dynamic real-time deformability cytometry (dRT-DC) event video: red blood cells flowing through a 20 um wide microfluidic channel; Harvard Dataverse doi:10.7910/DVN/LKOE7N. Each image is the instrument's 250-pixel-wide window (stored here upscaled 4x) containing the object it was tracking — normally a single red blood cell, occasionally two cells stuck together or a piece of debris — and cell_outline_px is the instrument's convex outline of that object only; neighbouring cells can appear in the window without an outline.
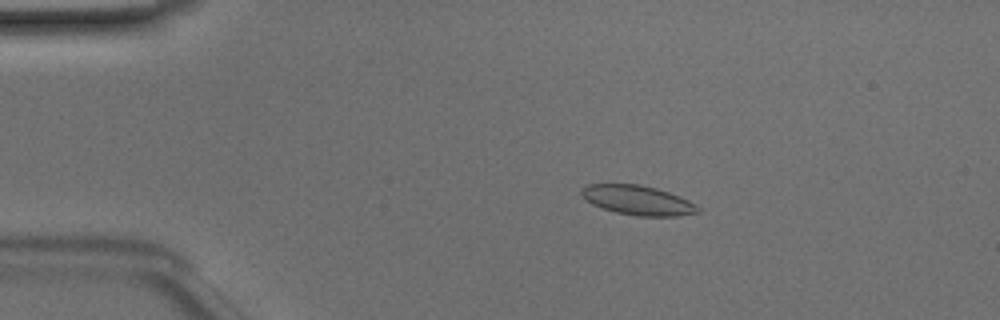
{"species": "Egyptian fruit bat (a non-hibernating species)", "species_latin": "Rousettus aegyptiacus", "temperature_condition": "room temperature", "stored_images_in_passage": 50, "camera_frame_rate_fps": 3000, "um_per_image_px": 0.085, "animal": {"sex": "male"}, "frame": {"image": 1, "passage_image": 10, "time_ms": 3.0, "image_size_px": [1000, 320], "cell_outline_px": [[700, 212], [676, 216], [640, 216], [616, 212], [592, 204], [580, 192], [580, 188], [584, 184], [640, 184], [656, 188], [668, 192], [688, 200], [696, 204], [700, 208]], "centroid_in_image_um": [54.21, 17.01], "position_along_channel_um": 30.8, "area_um2": 19.88}}
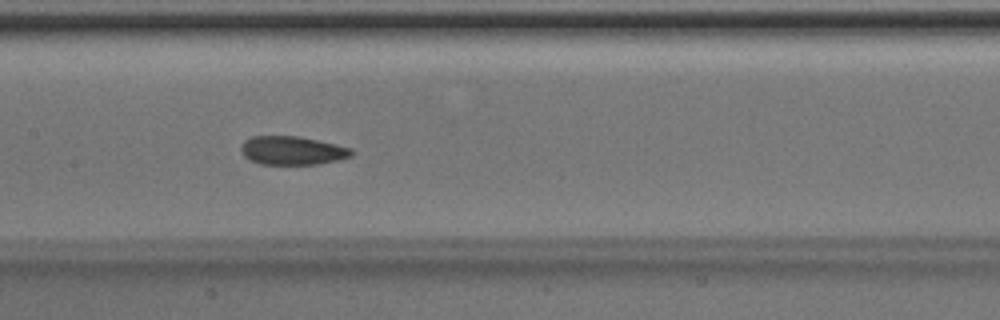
{"frame": {"image": 2, "passage_image": 25, "time_ms": 8.0, "image_size_px": [1000, 320], "cell_outline_px": [[352, 156], [340, 160], [316, 164], [260, 164], [248, 160], [244, 156], [240, 148], [244, 140], [252, 136], [296, 136], [336, 144], [352, 148]], "centroid_in_image_um": [24.83, 12.8], "position_along_channel_um": 182.6, "area_um2": 18.44}}
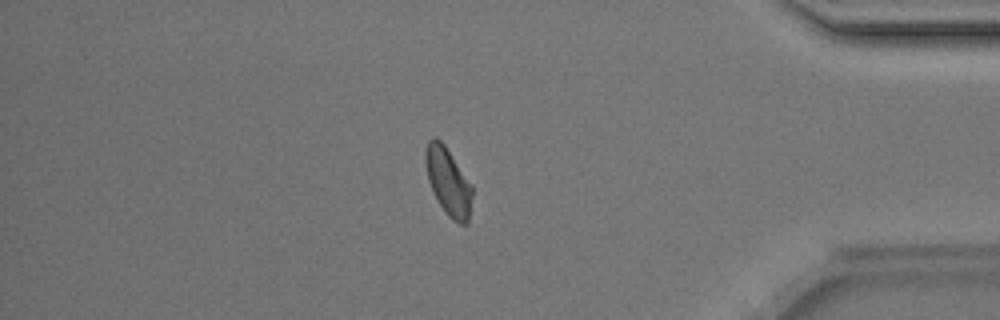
{"frame": {"image": 3, "passage_image": 43, "time_ms": 14.0, "image_size_px": [1000, 320], "cell_outline_px": [[472, 196], [468, 224], [460, 224], [452, 220], [444, 212], [432, 192], [428, 180], [424, 164], [424, 152], [428, 140], [432, 136], [436, 136], [444, 144], [472, 184]], "centroid_in_image_um": [38.07, 15.42], "position_along_channel_um": 397.1, "area_um2": 18.79}, "authors_computed_cell_mechanics": {"area_um2": 19.074, "velocity_mm_per_s": 4.0959, "shape_relaxation_time_tau1_ms": 5.4187, "shape_relaxation_time_tau2_ms": 1.5438, "deformation_change_tau1": 0.1016, "deformation_change_tau2": 0.0604}}